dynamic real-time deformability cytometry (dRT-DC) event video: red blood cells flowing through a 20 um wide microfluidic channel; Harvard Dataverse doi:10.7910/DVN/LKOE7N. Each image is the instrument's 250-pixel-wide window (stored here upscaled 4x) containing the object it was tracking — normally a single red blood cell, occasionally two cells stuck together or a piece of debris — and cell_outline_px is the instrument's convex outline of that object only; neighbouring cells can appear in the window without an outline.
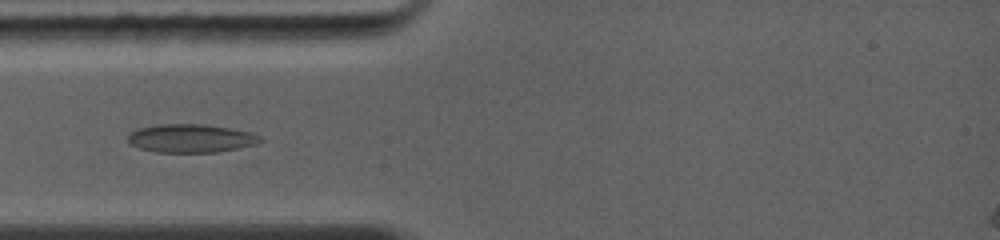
{"species": "common noctule bat (a hibernating species)", "species_latin": "Nyctalus noctula", "temperature_condition": "warm", "stored_images_in_passage": 11, "camera_frame_rate_fps": 5000, "um_per_image_px": 0.085, "animal": {"sex": "female", "body_mass_g": 19.0, "forearm_length_mm": 56.7}, "frame": {"image": 1, "passage_image": 3, "time_ms": 2.2, "image_size_px": [1000, 240], "cell_outline_px": [[260, 140], [252, 144], [236, 148], [216, 152], [160, 152], [140, 148], [132, 144], [128, 140], [128, 136], [132, 132], [140, 128], [160, 124], [204, 124], [228, 128], [248, 132], [260, 136]], "centroid_in_image_um": [16.18, 11.75], "position_along_channel_um": 68.8, "area_um2": 21.21}}
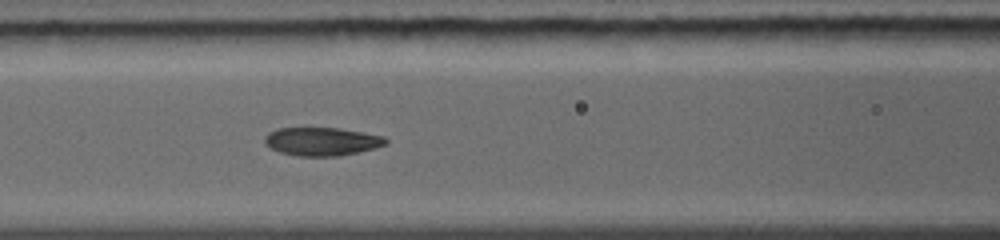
{"frame": {"image": 2, "passage_image": 5, "time_ms": 3.8, "image_size_px": [1000, 240], "cell_outline_px": [[388, 140], [384, 144], [372, 148], [356, 152], [336, 156], [300, 156], [280, 152], [272, 148], [264, 140], [268, 132], [280, 128], [336, 128], [384, 136]], "centroid_in_image_um": [27.33, 12.02], "position_along_channel_um": 139.3, "area_um2": 19.42}}
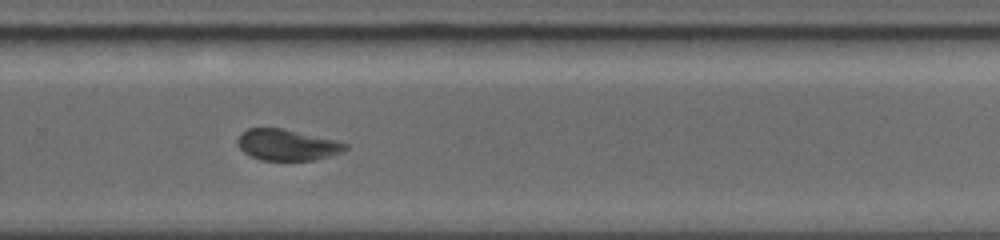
{"frame": {"image": 3, "passage_image": 10, "time_ms": 7.6, "image_size_px": [1000, 240], "cell_outline_px": [[348, 148], [340, 152], [328, 156], [312, 160], [260, 160], [248, 156], [240, 148], [236, 140], [240, 132], [248, 128], [284, 128], [336, 140], [348, 144]], "centroid_in_image_um": [24.35, 12.3], "position_along_channel_um": 305.4, "area_um2": 19.65}}